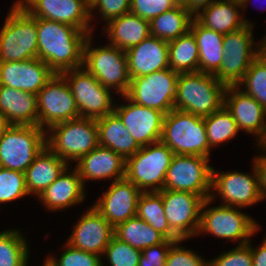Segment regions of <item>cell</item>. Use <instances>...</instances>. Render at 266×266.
<instances>
[{
  "label": "cell",
  "mask_w": 266,
  "mask_h": 266,
  "mask_svg": "<svg viewBox=\"0 0 266 266\" xmlns=\"http://www.w3.org/2000/svg\"><path fill=\"white\" fill-rule=\"evenodd\" d=\"M93 33L65 23L37 18L38 58L55 74L83 67L84 44Z\"/></svg>",
  "instance_id": "6da1fadb"
},
{
  "label": "cell",
  "mask_w": 266,
  "mask_h": 266,
  "mask_svg": "<svg viewBox=\"0 0 266 266\" xmlns=\"http://www.w3.org/2000/svg\"><path fill=\"white\" fill-rule=\"evenodd\" d=\"M226 87L214 74L181 73L177 80L175 109L207 117L224 106Z\"/></svg>",
  "instance_id": "7a4b0ae2"
},
{
  "label": "cell",
  "mask_w": 266,
  "mask_h": 266,
  "mask_svg": "<svg viewBox=\"0 0 266 266\" xmlns=\"http://www.w3.org/2000/svg\"><path fill=\"white\" fill-rule=\"evenodd\" d=\"M214 203L210 198L204 199L200 211V225L196 235H213L212 237L230 241L237 245L247 244L252 236L260 231V225L249 214L241 211L240 207L218 204L209 207Z\"/></svg>",
  "instance_id": "3957f363"
},
{
  "label": "cell",
  "mask_w": 266,
  "mask_h": 266,
  "mask_svg": "<svg viewBox=\"0 0 266 266\" xmlns=\"http://www.w3.org/2000/svg\"><path fill=\"white\" fill-rule=\"evenodd\" d=\"M93 37L85 41L83 67L114 94L126 95L131 82L126 51L108 43L93 47Z\"/></svg>",
  "instance_id": "277c9868"
},
{
  "label": "cell",
  "mask_w": 266,
  "mask_h": 266,
  "mask_svg": "<svg viewBox=\"0 0 266 266\" xmlns=\"http://www.w3.org/2000/svg\"><path fill=\"white\" fill-rule=\"evenodd\" d=\"M0 29V62L38 58L37 18L14 1Z\"/></svg>",
  "instance_id": "5b68a950"
},
{
  "label": "cell",
  "mask_w": 266,
  "mask_h": 266,
  "mask_svg": "<svg viewBox=\"0 0 266 266\" xmlns=\"http://www.w3.org/2000/svg\"><path fill=\"white\" fill-rule=\"evenodd\" d=\"M99 145L96 119L77 118L46 130V146L68 165Z\"/></svg>",
  "instance_id": "8992f818"
},
{
  "label": "cell",
  "mask_w": 266,
  "mask_h": 266,
  "mask_svg": "<svg viewBox=\"0 0 266 266\" xmlns=\"http://www.w3.org/2000/svg\"><path fill=\"white\" fill-rule=\"evenodd\" d=\"M161 141L177 155H211L204 118L177 109L165 114Z\"/></svg>",
  "instance_id": "52a82bcc"
},
{
  "label": "cell",
  "mask_w": 266,
  "mask_h": 266,
  "mask_svg": "<svg viewBox=\"0 0 266 266\" xmlns=\"http://www.w3.org/2000/svg\"><path fill=\"white\" fill-rule=\"evenodd\" d=\"M173 155V151L161 140L142 146L126 160L125 178L141 192H159L163 190Z\"/></svg>",
  "instance_id": "ba28073f"
},
{
  "label": "cell",
  "mask_w": 266,
  "mask_h": 266,
  "mask_svg": "<svg viewBox=\"0 0 266 266\" xmlns=\"http://www.w3.org/2000/svg\"><path fill=\"white\" fill-rule=\"evenodd\" d=\"M45 147L41 127L10 125L0 139V167L25 172Z\"/></svg>",
  "instance_id": "9c48e42d"
},
{
  "label": "cell",
  "mask_w": 266,
  "mask_h": 266,
  "mask_svg": "<svg viewBox=\"0 0 266 266\" xmlns=\"http://www.w3.org/2000/svg\"><path fill=\"white\" fill-rule=\"evenodd\" d=\"M255 26L244 27L224 34V54L215 77L226 86H236L259 54V41H255Z\"/></svg>",
  "instance_id": "30bf717a"
},
{
  "label": "cell",
  "mask_w": 266,
  "mask_h": 266,
  "mask_svg": "<svg viewBox=\"0 0 266 266\" xmlns=\"http://www.w3.org/2000/svg\"><path fill=\"white\" fill-rule=\"evenodd\" d=\"M61 75L75 98L80 118L98 119L114 112V92L104 87L84 67L65 71Z\"/></svg>",
  "instance_id": "8fae6325"
},
{
  "label": "cell",
  "mask_w": 266,
  "mask_h": 266,
  "mask_svg": "<svg viewBox=\"0 0 266 266\" xmlns=\"http://www.w3.org/2000/svg\"><path fill=\"white\" fill-rule=\"evenodd\" d=\"M252 173L241 171H218L212 167L211 200L218 197L221 205L249 208L263 202L258 172L252 161Z\"/></svg>",
  "instance_id": "7c38bea8"
},
{
  "label": "cell",
  "mask_w": 266,
  "mask_h": 266,
  "mask_svg": "<svg viewBox=\"0 0 266 266\" xmlns=\"http://www.w3.org/2000/svg\"><path fill=\"white\" fill-rule=\"evenodd\" d=\"M208 157L174 154L164 181L163 190L185 191L210 198L212 166Z\"/></svg>",
  "instance_id": "4fadbf2b"
},
{
  "label": "cell",
  "mask_w": 266,
  "mask_h": 266,
  "mask_svg": "<svg viewBox=\"0 0 266 266\" xmlns=\"http://www.w3.org/2000/svg\"><path fill=\"white\" fill-rule=\"evenodd\" d=\"M178 77L177 72L167 68L131 78L126 96L132 102L167 114L175 109Z\"/></svg>",
  "instance_id": "5bb4252c"
},
{
  "label": "cell",
  "mask_w": 266,
  "mask_h": 266,
  "mask_svg": "<svg viewBox=\"0 0 266 266\" xmlns=\"http://www.w3.org/2000/svg\"><path fill=\"white\" fill-rule=\"evenodd\" d=\"M38 126L48 130L51 126L80 118L75 98L66 79L55 74L37 93Z\"/></svg>",
  "instance_id": "9a60e30c"
},
{
  "label": "cell",
  "mask_w": 266,
  "mask_h": 266,
  "mask_svg": "<svg viewBox=\"0 0 266 266\" xmlns=\"http://www.w3.org/2000/svg\"><path fill=\"white\" fill-rule=\"evenodd\" d=\"M165 216L171 231L180 239L196 237L204 199L185 191L162 190Z\"/></svg>",
  "instance_id": "2e32d148"
},
{
  "label": "cell",
  "mask_w": 266,
  "mask_h": 266,
  "mask_svg": "<svg viewBox=\"0 0 266 266\" xmlns=\"http://www.w3.org/2000/svg\"><path fill=\"white\" fill-rule=\"evenodd\" d=\"M16 2L35 18L65 23L84 32H94L88 0H16Z\"/></svg>",
  "instance_id": "e0dca14e"
},
{
  "label": "cell",
  "mask_w": 266,
  "mask_h": 266,
  "mask_svg": "<svg viewBox=\"0 0 266 266\" xmlns=\"http://www.w3.org/2000/svg\"><path fill=\"white\" fill-rule=\"evenodd\" d=\"M121 98L124 104L116 102L114 112L136 142L142 147L160 141L165 113L132 102L126 95Z\"/></svg>",
  "instance_id": "ac0fdd59"
},
{
  "label": "cell",
  "mask_w": 266,
  "mask_h": 266,
  "mask_svg": "<svg viewBox=\"0 0 266 266\" xmlns=\"http://www.w3.org/2000/svg\"><path fill=\"white\" fill-rule=\"evenodd\" d=\"M142 192L126 178L111 182L92 206L115 228L137 216L138 199ZM101 197V198H100Z\"/></svg>",
  "instance_id": "d6986e66"
},
{
  "label": "cell",
  "mask_w": 266,
  "mask_h": 266,
  "mask_svg": "<svg viewBox=\"0 0 266 266\" xmlns=\"http://www.w3.org/2000/svg\"><path fill=\"white\" fill-rule=\"evenodd\" d=\"M85 210L76 220L66 243L73 248L102 256L114 236V227L93 206Z\"/></svg>",
  "instance_id": "ffe728a7"
},
{
  "label": "cell",
  "mask_w": 266,
  "mask_h": 266,
  "mask_svg": "<svg viewBox=\"0 0 266 266\" xmlns=\"http://www.w3.org/2000/svg\"><path fill=\"white\" fill-rule=\"evenodd\" d=\"M224 106L232 114L239 130L255 136L259 144L266 136V109L237 86H227Z\"/></svg>",
  "instance_id": "44dd1931"
},
{
  "label": "cell",
  "mask_w": 266,
  "mask_h": 266,
  "mask_svg": "<svg viewBox=\"0 0 266 266\" xmlns=\"http://www.w3.org/2000/svg\"><path fill=\"white\" fill-rule=\"evenodd\" d=\"M55 75L39 58L0 62V85L36 94Z\"/></svg>",
  "instance_id": "7402d4cb"
},
{
  "label": "cell",
  "mask_w": 266,
  "mask_h": 266,
  "mask_svg": "<svg viewBox=\"0 0 266 266\" xmlns=\"http://www.w3.org/2000/svg\"><path fill=\"white\" fill-rule=\"evenodd\" d=\"M74 165L85 188L90 180L114 182L124 179L126 174V160L118 153L101 145L81 157Z\"/></svg>",
  "instance_id": "603a6c76"
},
{
  "label": "cell",
  "mask_w": 266,
  "mask_h": 266,
  "mask_svg": "<svg viewBox=\"0 0 266 266\" xmlns=\"http://www.w3.org/2000/svg\"><path fill=\"white\" fill-rule=\"evenodd\" d=\"M86 191L77 169L68 165L37 199L47 211L59 212L87 200Z\"/></svg>",
  "instance_id": "cb8c5ba5"
},
{
  "label": "cell",
  "mask_w": 266,
  "mask_h": 266,
  "mask_svg": "<svg viewBox=\"0 0 266 266\" xmlns=\"http://www.w3.org/2000/svg\"><path fill=\"white\" fill-rule=\"evenodd\" d=\"M130 78L169 68L168 42L149 36L126 51Z\"/></svg>",
  "instance_id": "d4e9b609"
},
{
  "label": "cell",
  "mask_w": 266,
  "mask_h": 266,
  "mask_svg": "<svg viewBox=\"0 0 266 266\" xmlns=\"http://www.w3.org/2000/svg\"><path fill=\"white\" fill-rule=\"evenodd\" d=\"M0 114L9 125L38 126L37 95L0 85Z\"/></svg>",
  "instance_id": "484cf974"
},
{
  "label": "cell",
  "mask_w": 266,
  "mask_h": 266,
  "mask_svg": "<svg viewBox=\"0 0 266 266\" xmlns=\"http://www.w3.org/2000/svg\"><path fill=\"white\" fill-rule=\"evenodd\" d=\"M103 35H106L108 44L123 51L136 46L150 34V21L131 12L116 17L103 24Z\"/></svg>",
  "instance_id": "4316f807"
},
{
  "label": "cell",
  "mask_w": 266,
  "mask_h": 266,
  "mask_svg": "<svg viewBox=\"0 0 266 266\" xmlns=\"http://www.w3.org/2000/svg\"><path fill=\"white\" fill-rule=\"evenodd\" d=\"M67 166L65 161L46 146L24 172L29 195L38 198Z\"/></svg>",
  "instance_id": "83f0119b"
},
{
  "label": "cell",
  "mask_w": 266,
  "mask_h": 266,
  "mask_svg": "<svg viewBox=\"0 0 266 266\" xmlns=\"http://www.w3.org/2000/svg\"><path fill=\"white\" fill-rule=\"evenodd\" d=\"M96 123L99 145L113 150L125 160L141 148L115 112L96 119Z\"/></svg>",
  "instance_id": "f1b7e54d"
},
{
  "label": "cell",
  "mask_w": 266,
  "mask_h": 266,
  "mask_svg": "<svg viewBox=\"0 0 266 266\" xmlns=\"http://www.w3.org/2000/svg\"><path fill=\"white\" fill-rule=\"evenodd\" d=\"M194 18L204 27L227 34L246 25L241 5L227 0H217L202 9Z\"/></svg>",
  "instance_id": "f546056e"
},
{
  "label": "cell",
  "mask_w": 266,
  "mask_h": 266,
  "mask_svg": "<svg viewBox=\"0 0 266 266\" xmlns=\"http://www.w3.org/2000/svg\"><path fill=\"white\" fill-rule=\"evenodd\" d=\"M190 32L199 49V72L215 74L223 59L224 34L204 27L195 18L192 20Z\"/></svg>",
  "instance_id": "4dcf8cb0"
},
{
  "label": "cell",
  "mask_w": 266,
  "mask_h": 266,
  "mask_svg": "<svg viewBox=\"0 0 266 266\" xmlns=\"http://www.w3.org/2000/svg\"><path fill=\"white\" fill-rule=\"evenodd\" d=\"M194 15L180 3L150 21V34L170 42L190 31Z\"/></svg>",
  "instance_id": "1f68e13d"
},
{
  "label": "cell",
  "mask_w": 266,
  "mask_h": 266,
  "mask_svg": "<svg viewBox=\"0 0 266 266\" xmlns=\"http://www.w3.org/2000/svg\"><path fill=\"white\" fill-rule=\"evenodd\" d=\"M114 236L141 251L150 246L163 243L167 239L138 216L118 224L114 228Z\"/></svg>",
  "instance_id": "d6a6232c"
},
{
  "label": "cell",
  "mask_w": 266,
  "mask_h": 266,
  "mask_svg": "<svg viewBox=\"0 0 266 266\" xmlns=\"http://www.w3.org/2000/svg\"><path fill=\"white\" fill-rule=\"evenodd\" d=\"M169 68L178 74L199 71V49L194 35H185L168 42Z\"/></svg>",
  "instance_id": "836d02e7"
},
{
  "label": "cell",
  "mask_w": 266,
  "mask_h": 266,
  "mask_svg": "<svg viewBox=\"0 0 266 266\" xmlns=\"http://www.w3.org/2000/svg\"><path fill=\"white\" fill-rule=\"evenodd\" d=\"M137 216L163 234L167 239L172 241L180 240L171 231L165 216L162 190L159 192H142L138 199Z\"/></svg>",
  "instance_id": "e575fe53"
},
{
  "label": "cell",
  "mask_w": 266,
  "mask_h": 266,
  "mask_svg": "<svg viewBox=\"0 0 266 266\" xmlns=\"http://www.w3.org/2000/svg\"><path fill=\"white\" fill-rule=\"evenodd\" d=\"M26 237L16 228L0 232V266H28L30 245Z\"/></svg>",
  "instance_id": "d590c367"
},
{
  "label": "cell",
  "mask_w": 266,
  "mask_h": 266,
  "mask_svg": "<svg viewBox=\"0 0 266 266\" xmlns=\"http://www.w3.org/2000/svg\"><path fill=\"white\" fill-rule=\"evenodd\" d=\"M209 147L213 150L239 136V128L232 114L223 106L220 110L204 117Z\"/></svg>",
  "instance_id": "8d00e7d4"
},
{
  "label": "cell",
  "mask_w": 266,
  "mask_h": 266,
  "mask_svg": "<svg viewBox=\"0 0 266 266\" xmlns=\"http://www.w3.org/2000/svg\"><path fill=\"white\" fill-rule=\"evenodd\" d=\"M236 86L266 109V63L259 56L253 60Z\"/></svg>",
  "instance_id": "74e56055"
},
{
  "label": "cell",
  "mask_w": 266,
  "mask_h": 266,
  "mask_svg": "<svg viewBox=\"0 0 266 266\" xmlns=\"http://www.w3.org/2000/svg\"><path fill=\"white\" fill-rule=\"evenodd\" d=\"M29 196L24 172L0 167V205Z\"/></svg>",
  "instance_id": "f35d334b"
},
{
  "label": "cell",
  "mask_w": 266,
  "mask_h": 266,
  "mask_svg": "<svg viewBox=\"0 0 266 266\" xmlns=\"http://www.w3.org/2000/svg\"><path fill=\"white\" fill-rule=\"evenodd\" d=\"M60 257L49 255L45 261L50 266H104V257L73 248L65 242Z\"/></svg>",
  "instance_id": "ab89813d"
},
{
  "label": "cell",
  "mask_w": 266,
  "mask_h": 266,
  "mask_svg": "<svg viewBox=\"0 0 266 266\" xmlns=\"http://www.w3.org/2000/svg\"><path fill=\"white\" fill-rule=\"evenodd\" d=\"M141 255V250L113 236L102 256L110 266H139Z\"/></svg>",
  "instance_id": "60d3db41"
},
{
  "label": "cell",
  "mask_w": 266,
  "mask_h": 266,
  "mask_svg": "<svg viewBox=\"0 0 266 266\" xmlns=\"http://www.w3.org/2000/svg\"><path fill=\"white\" fill-rule=\"evenodd\" d=\"M183 241L187 240L176 241L170 247L165 266H209V260L203 258L194 249L180 246Z\"/></svg>",
  "instance_id": "b9f144b4"
},
{
  "label": "cell",
  "mask_w": 266,
  "mask_h": 266,
  "mask_svg": "<svg viewBox=\"0 0 266 266\" xmlns=\"http://www.w3.org/2000/svg\"><path fill=\"white\" fill-rule=\"evenodd\" d=\"M251 242L252 240L247 244L237 245L209 259V266H253Z\"/></svg>",
  "instance_id": "7bdbcfd3"
},
{
  "label": "cell",
  "mask_w": 266,
  "mask_h": 266,
  "mask_svg": "<svg viewBox=\"0 0 266 266\" xmlns=\"http://www.w3.org/2000/svg\"><path fill=\"white\" fill-rule=\"evenodd\" d=\"M89 3L91 22L97 15L93 14V11L97 10L95 13H100L98 15H101V21L103 20L105 24L116 17L129 13L131 6V0H91Z\"/></svg>",
  "instance_id": "ee69618b"
},
{
  "label": "cell",
  "mask_w": 266,
  "mask_h": 266,
  "mask_svg": "<svg viewBox=\"0 0 266 266\" xmlns=\"http://www.w3.org/2000/svg\"><path fill=\"white\" fill-rule=\"evenodd\" d=\"M178 4V0H131L130 12L151 21Z\"/></svg>",
  "instance_id": "f6af8a7d"
},
{
  "label": "cell",
  "mask_w": 266,
  "mask_h": 266,
  "mask_svg": "<svg viewBox=\"0 0 266 266\" xmlns=\"http://www.w3.org/2000/svg\"><path fill=\"white\" fill-rule=\"evenodd\" d=\"M176 241L166 239L163 243L142 250L139 266H165L170 247Z\"/></svg>",
  "instance_id": "bcb514c9"
},
{
  "label": "cell",
  "mask_w": 266,
  "mask_h": 266,
  "mask_svg": "<svg viewBox=\"0 0 266 266\" xmlns=\"http://www.w3.org/2000/svg\"><path fill=\"white\" fill-rule=\"evenodd\" d=\"M255 146H257V150L263 152H260V154H257V156L255 155L253 162L258 172L259 187L262 199L266 200V151L259 144H256Z\"/></svg>",
  "instance_id": "7dc6e473"
},
{
  "label": "cell",
  "mask_w": 266,
  "mask_h": 266,
  "mask_svg": "<svg viewBox=\"0 0 266 266\" xmlns=\"http://www.w3.org/2000/svg\"><path fill=\"white\" fill-rule=\"evenodd\" d=\"M251 252L253 266H266V235L259 246L251 244Z\"/></svg>",
  "instance_id": "c3c4849f"
},
{
  "label": "cell",
  "mask_w": 266,
  "mask_h": 266,
  "mask_svg": "<svg viewBox=\"0 0 266 266\" xmlns=\"http://www.w3.org/2000/svg\"><path fill=\"white\" fill-rule=\"evenodd\" d=\"M194 16L217 0H178Z\"/></svg>",
  "instance_id": "681fc988"
},
{
  "label": "cell",
  "mask_w": 266,
  "mask_h": 266,
  "mask_svg": "<svg viewBox=\"0 0 266 266\" xmlns=\"http://www.w3.org/2000/svg\"><path fill=\"white\" fill-rule=\"evenodd\" d=\"M264 38L259 40V54L258 56L266 63V34L263 35Z\"/></svg>",
  "instance_id": "f907efd6"
},
{
  "label": "cell",
  "mask_w": 266,
  "mask_h": 266,
  "mask_svg": "<svg viewBox=\"0 0 266 266\" xmlns=\"http://www.w3.org/2000/svg\"><path fill=\"white\" fill-rule=\"evenodd\" d=\"M10 125L6 121V119L0 114V139L3 136L4 131L9 127Z\"/></svg>",
  "instance_id": "816d5d0a"
},
{
  "label": "cell",
  "mask_w": 266,
  "mask_h": 266,
  "mask_svg": "<svg viewBox=\"0 0 266 266\" xmlns=\"http://www.w3.org/2000/svg\"><path fill=\"white\" fill-rule=\"evenodd\" d=\"M250 2H252V0H246L245 1V3L241 6L242 7V16H243V19H244V21H245V23L247 24V25H251V26H254L255 24L253 23V22H251V21H249L248 20V18H246V17H244V12H245V10H246V8H247V5H249V3ZM254 6V5H253ZM246 7V8H245ZM260 9V8H259ZM263 11V10H262Z\"/></svg>",
  "instance_id": "f5cc1de1"
},
{
  "label": "cell",
  "mask_w": 266,
  "mask_h": 266,
  "mask_svg": "<svg viewBox=\"0 0 266 266\" xmlns=\"http://www.w3.org/2000/svg\"><path fill=\"white\" fill-rule=\"evenodd\" d=\"M227 1H231L235 4H238V5H243L245 3L246 0H227Z\"/></svg>",
  "instance_id": "db71d44e"
},
{
  "label": "cell",
  "mask_w": 266,
  "mask_h": 266,
  "mask_svg": "<svg viewBox=\"0 0 266 266\" xmlns=\"http://www.w3.org/2000/svg\"><path fill=\"white\" fill-rule=\"evenodd\" d=\"M42 266H50L45 260Z\"/></svg>",
  "instance_id": "11a10c76"
}]
</instances>
